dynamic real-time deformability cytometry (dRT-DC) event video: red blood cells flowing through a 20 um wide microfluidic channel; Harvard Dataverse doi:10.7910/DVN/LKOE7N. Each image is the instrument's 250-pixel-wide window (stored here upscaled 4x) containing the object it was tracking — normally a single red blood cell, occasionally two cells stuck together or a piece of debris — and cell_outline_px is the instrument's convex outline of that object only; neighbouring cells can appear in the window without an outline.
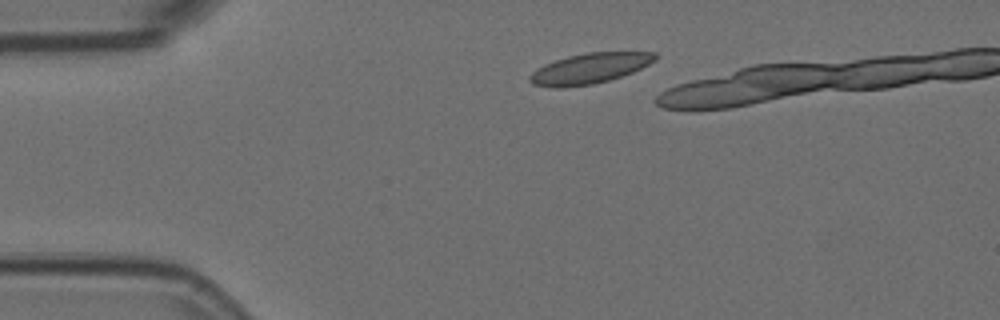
{"species": "Egyptian fruit bat (a non-hibernating species)", "species_latin": "Rousettus aegyptiacus", "temperature_condition": "room temperature", "stored_images_in_passage": 3, "camera_frame_rate_fps": 3000, "um_per_image_px": 0.085, "animal": {"sex": "female"}, "frame": {"image": 1, "passage_image": 1, "time_ms": 0.0, "image_size_px": [1000, 320], "cell_outline_px": [[656, 60], [632, 72], [608, 80], [592, 84], [560, 88], [556, 88], [532, 84], [528, 80], [528, 76], [532, 72], [544, 64], [568, 56], [588, 52], [656, 52]], "centroid_in_image_um": [50.08, 5.82], "position_along_channel_um": 34.9, "area_um2": 22.02}}